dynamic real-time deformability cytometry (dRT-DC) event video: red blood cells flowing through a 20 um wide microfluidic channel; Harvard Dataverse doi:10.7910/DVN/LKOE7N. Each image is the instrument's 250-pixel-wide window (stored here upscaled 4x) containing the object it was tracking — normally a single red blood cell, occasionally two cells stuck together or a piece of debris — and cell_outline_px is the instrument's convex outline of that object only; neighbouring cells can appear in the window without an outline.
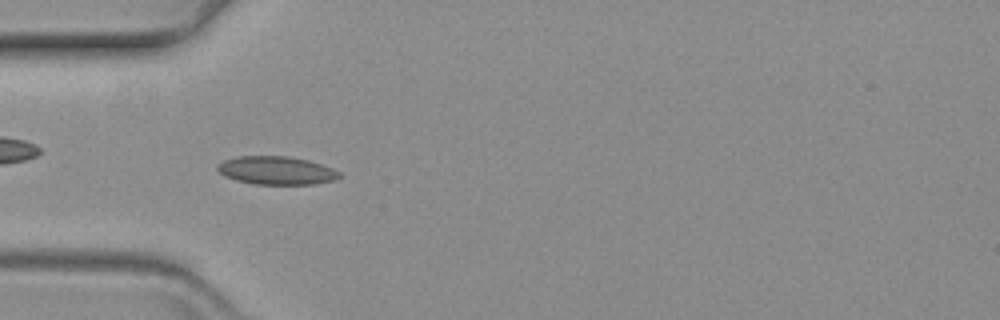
{"species": "common noctule bat (a hibernating species)", "species_latin": "Nyctalus noctula", "temperature_condition": "warm", "stored_images_in_passage": 60, "camera_frame_rate_fps": 3000, "um_per_image_px": 0.085, "animal": {"sex": "female", "body_mass_g": 19.3, "forearm_length_mm": 54.1}, "frame": {"image": 1, "passage_image": 18, "time_ms": 5.667, "image_size_px": [1000, 320], "cell_outline_px": [[340, 176], [336, 180], [312, 184], [252, 184], [236, 180], [224, 176], [216, 168], [216, 164], [224, 160], [236, 156], [288, 156], [308, 160], [332, 168], [340, 172]], "centroid_in_image_um": [23.46, 14.49], "position_along_channel_um": 61.5, "area_um2": 20.11}}
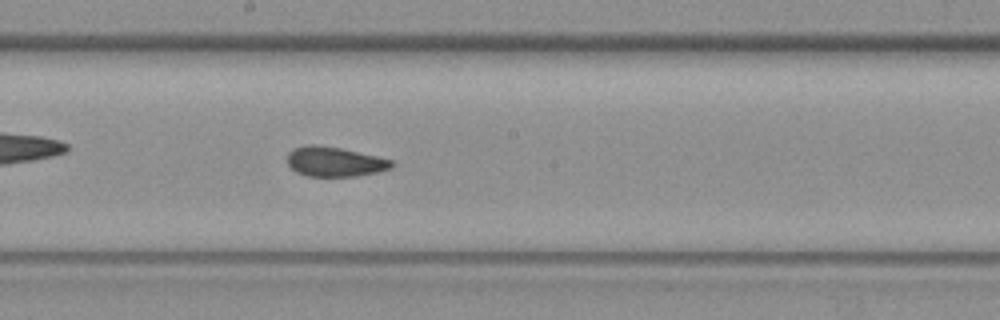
{"frame": {"image": 2, "passage_image": 32, "time_ms": 10.333, "image_size_px": [1000, 320], "cell_outline_px": [[396, 164], [392, 168], [376, 172], [356, 176], [308, 176], [296, 172], [288, 164], [288, 152], [292, 148], [308, 144], [312, 144], [340, 148], [376, 156], [392, 160]], "centroid_in_image_um": [28.44, 13.74], "position_along_channel_um": 219.8, "area_um2": 18.03}}
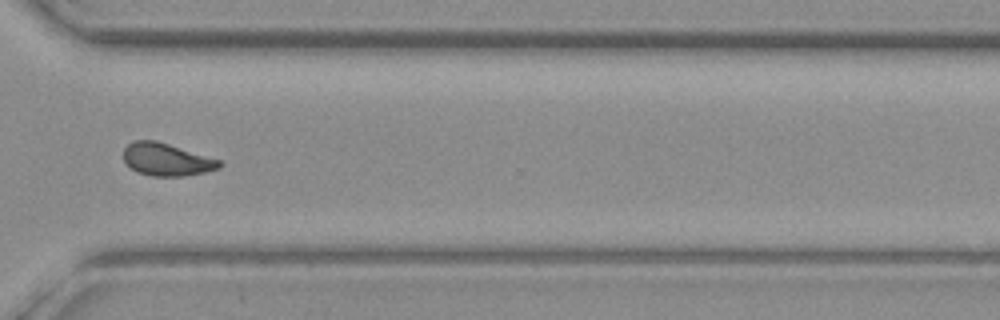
{"frame": {"image": 3, "passage_image": 44, "time_ms": 14.333, "image_size_px": [1000, 320], "cell_outline_px": [[224, 164], [220, 168], [204, 172], [184, 176], [152, 176], [136, 172], [124, 160], [124, 148], [132, 140], [156, 140], [220, 160]], "centroid_in_image_um": [14.16, 13.56], "position_along_channel_um": 356.4, "area_um2": 18.15}}